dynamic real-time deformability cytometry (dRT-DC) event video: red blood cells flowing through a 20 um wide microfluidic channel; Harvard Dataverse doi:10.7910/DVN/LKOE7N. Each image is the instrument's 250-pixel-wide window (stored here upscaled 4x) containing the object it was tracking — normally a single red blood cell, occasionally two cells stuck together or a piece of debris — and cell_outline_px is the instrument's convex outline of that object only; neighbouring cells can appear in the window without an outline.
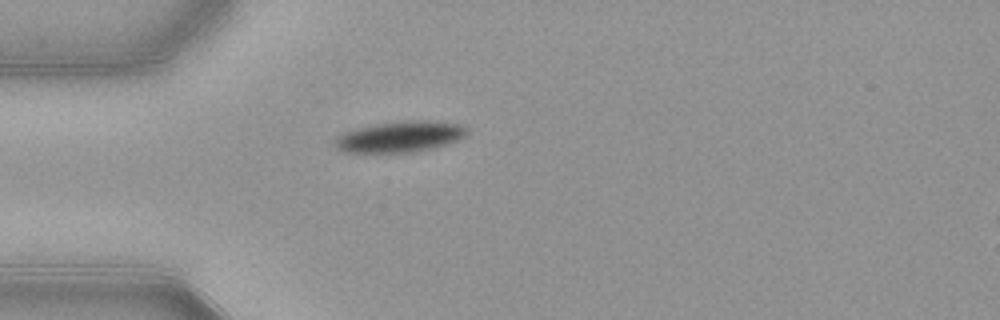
{"species": "common noctule bat (a hibernating species)", "species_latin": "Nyctalus noctula", "temperature_condition": "warm", "stored_images_in_passage": 33, "camera_frame_rate_fps": 3000, "um_per_image_px": 0.085, "animal": {"sex": "female", "body_mass_g": 21.9}, "frame": {"image": 1, "passage_image": 1, "time_ms": 0.0, "image_size_px": [1000, 320], "cell_outline_px": [[468, 132], [464, 136], [448, 144], [432, 148], [412, 152], [344, 152], [336, 148], [336, 136], [344, 132], [376, 124], [404, 120], [436, 120], [460, 124], [468, 128]], "centroid_in_image_um": [34.04, 11.6], "position_along_channel_um": 51.0, "area_um2": 23.76}}
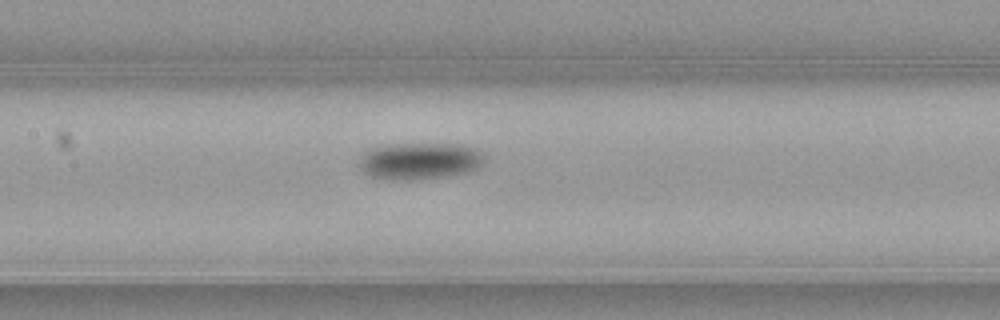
{"frame": {"image": 2, "passage_image": 11, "time_ms": 3.333, "image_size_px": [1000, 320], "cell_outline_px": [[484, 164], [468, 172], [412, 180], [392, 180], [372, 176], [364, 172], [360, 168], [360, 160], [364, 152], [372, 148], [388, 144], [460, 144], [476, 148], [484, 156]], "centroid_in_image_um": [35.68, 13.67], "position_along_channel_um": 171.7, "area_um2": 26.7}}
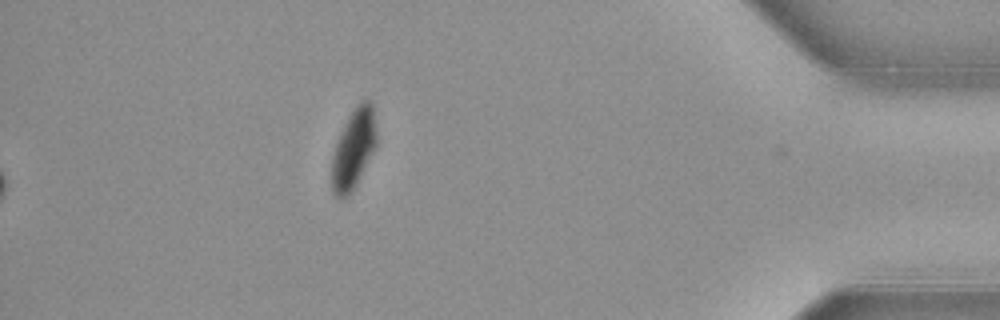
{"frame": {"image": 3, "passage_image": 33, "time_ms": 10.667, "image_size_px": [1000, 320], "cell_outline_px": [[376, 148], [352, 192], [348, 196], [340, 200], [332, 192], [332, 156], [340, 132], [348, 116], [356, 104], [360, 100], [368, 100], [372, 104], [376, 132]], "centroid_in_image_um": [30.05, 12.67], "position_along_channel_um": 405.2, "area_um2": 20.92}, "authors_computed_cell_mechanics": {"area_um2": 25.0852, "velocity_mm_per_s": 3.8805, "shape_relaxation_time_tau1_ms": 1.6873, "shape_relaxation_time_tau2_ms": null, "deformation_change_tau1": 0.1095, "deformation_change_tau2": null}}